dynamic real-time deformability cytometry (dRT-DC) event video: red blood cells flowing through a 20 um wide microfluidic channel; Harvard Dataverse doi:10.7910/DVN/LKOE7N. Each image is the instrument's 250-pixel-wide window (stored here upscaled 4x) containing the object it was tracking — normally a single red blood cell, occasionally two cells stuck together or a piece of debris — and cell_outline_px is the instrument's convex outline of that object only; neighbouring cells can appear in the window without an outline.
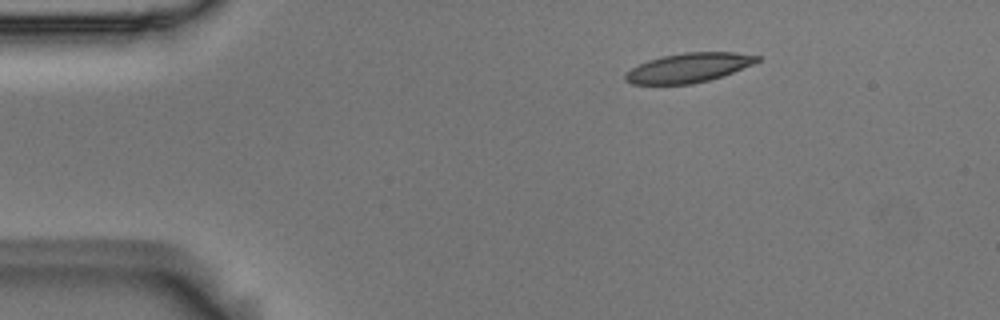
{"species": "Egyptian fruit bat (a non-hibernating species)", "species_latin": "Rousettus aegyptiacus", "temperature_condition": "room temperature", "stored_images_in_passage": 4, "segment_of_instrument_passage": [1, 2], "camera_frame_rate_fps": 3000, "um_per_image_px": 0.085, "animal": {"sex": "male"}, "frame": {"image": 1, "passage_image": 1, "time_ms": 0.0, "image_size_px": [1000, 320], "cell_outline_px": [[760, 60], [752, 64], [724, 76], [692, 84], [632, 84], [624, 80], [624, 72], [648, 60], [664, 56], [684, 52], [736, 52], [760, 56]], "centroid_in_image_um": [58.52, 5.76], "position_along_channel_um": 26.5, "area_um2": 22.54}}